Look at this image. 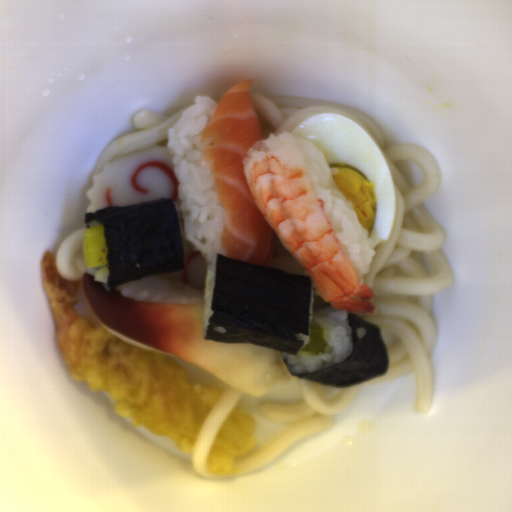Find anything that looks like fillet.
<instances>
[{
    "instance_id": "fillet-1",
    "label": "fillet",
    "mask_w": 512,
    "mask_h": 512,
    "mask_svg": "<svg viewBox=\"0 0 512 512\" xmlns=\"http://www.w3.org/2000/svg\"><path fill=\"white\" fill-rule=\"evenodd\" d=\"M253 79L221 95L198 151L212 175L219 220L217 254L275 268L276 237L310 277L316 297L359 318L377 314L374 293L358 279L335 229L316 198L295 148L281 144L244 163L263 140L250 100Z\"/></svg>"
},
{
    "instance_id": "fillet-2",
    "label": "fillet",
    "mask_w": 512,
    "mask_h": 512,
    "mask_svg": "<svg viewBox=\"0 0 512 512\" xmlns=\"http://www.w3.org/2000/svg\"><path fill=\"white\" fill-rule=\"evenodd\" d=\"M82 290L93 314L109 329L194 364L244 394L260 397L293 377L281 351L205 339V299L196 304L139 302L111 286L106 290L89 272Z\"/></svg>"
}]
</instances>
